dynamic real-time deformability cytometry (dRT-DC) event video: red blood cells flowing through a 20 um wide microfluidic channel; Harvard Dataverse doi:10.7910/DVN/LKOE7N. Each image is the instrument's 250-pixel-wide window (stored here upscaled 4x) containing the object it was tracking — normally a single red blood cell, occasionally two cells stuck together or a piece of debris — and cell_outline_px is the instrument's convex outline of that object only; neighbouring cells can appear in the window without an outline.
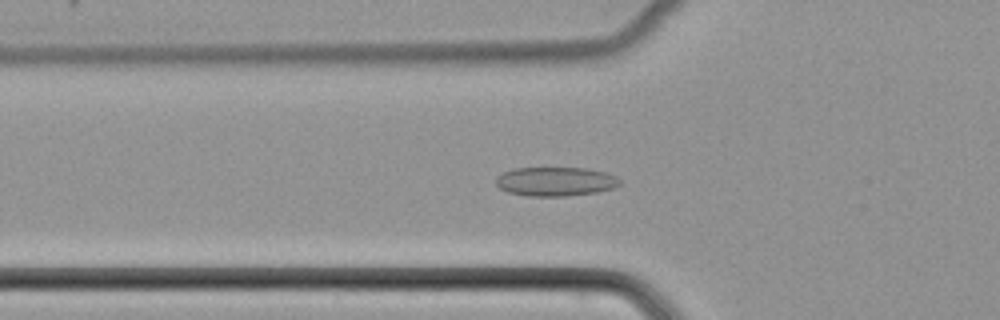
{"species": "common noctule bat (a hibernating species)", "species_latin": "Nyctalus noctula", "temperature_condition": "cold", "stored_images_in_passage": 42, "camera_frame_rate_fps": 3000, "um_per_image_px": 0.085, "animal": {"sex": "female", "body_mass_g": 22.7, "forearm_length_mm": 54.2}, "frame": {"image": 1, "passage_image": 9, "time_ms": 2.667, "image_size_px": [1000, 320], "cell_outline_px": [[620, 184], [616, 188], [596, 192], [564, 196], [528, 196], [508, 192], [500, 188], [496, 184], [496, 176], [512, 168], [584, 168], [604, 172], [616, 176], [620, 180]], "centroid_in_image_um": [47.21, 15.43], "position_along_channel_um": 78.6, "area_um2": 20.98}}
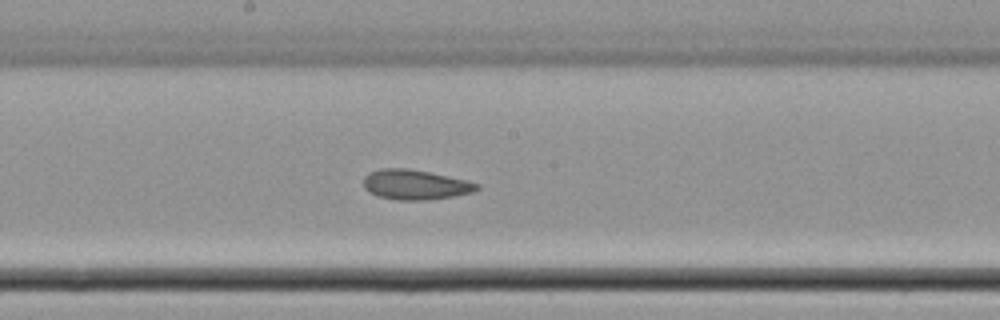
{"frame": {"image": 2, "passage_image": 19, "time_ms": 6.0, "image_size_px": [1000, 320], "cell_outline_px": [[480, 188], [472, 192], [452, 196], [424, 200], [396, 200], [380, 196], [368, 192], [364, 188], [364, 176], [368, 172], [380, 168], [408, 168], [448, 176], [480, 184]], "centroid_in_image_um": [35.25, 15.69], "position_along_channel_um": 212.9, "area_um2": 19.65}}
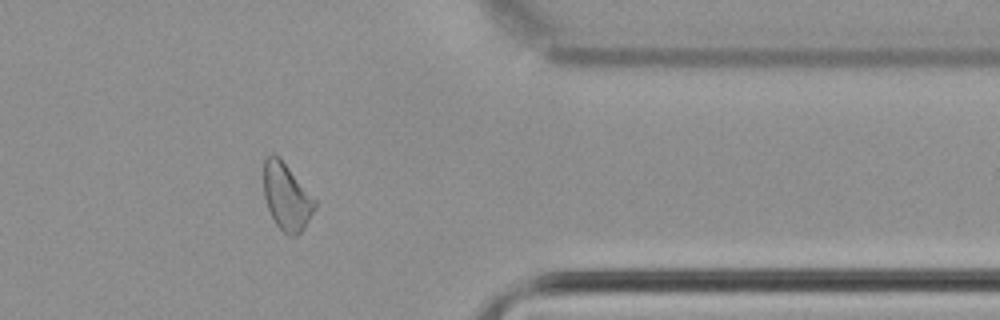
{"frame": {"image": 3, "passage_image": 33, "time_ms": 10.667, "image_size_px": [1000, 320], "cell_outline_px": [[316, 208], [304, 228], [296, 236], [288, 236], [276, 224], [268, 208], [264, 196], [264, 156], [272, 152], [288, 168], [316, 200]], "centroid_in_image_um": [24.35, 16.74], "position_along_channel_um": 387.0, "area_um2": 19.59}}